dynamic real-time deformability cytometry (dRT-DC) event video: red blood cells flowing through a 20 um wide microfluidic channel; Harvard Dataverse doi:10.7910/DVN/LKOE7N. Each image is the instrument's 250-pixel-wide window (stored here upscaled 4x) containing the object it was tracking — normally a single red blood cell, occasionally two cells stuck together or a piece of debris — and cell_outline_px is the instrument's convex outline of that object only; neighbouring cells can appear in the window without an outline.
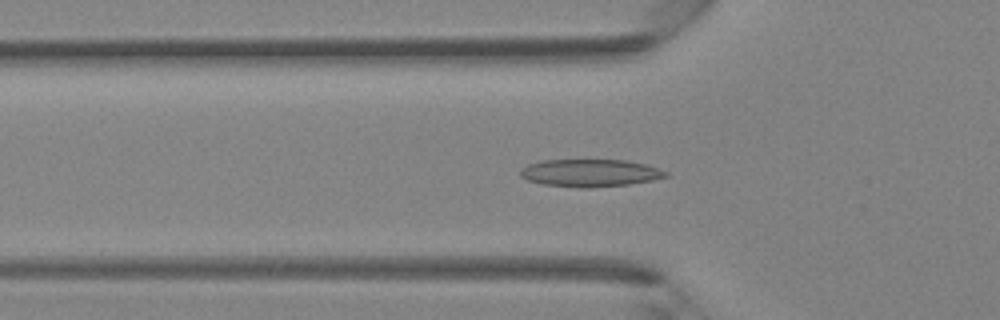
{"species": "Egyptian fruit bat (a non-hibernating species)", "species_latin": "Rousettus aegyptiacus", "temperature_condition": "room temperature", "stored_images_in_passage": 33, "camera_frame_rate_fps": 3000, "um_per_image_px": 0.085, "animal": {"sex": "female"}, "frame": {"image": 1, "passage_image": 5, "time_ms": 1.333, "image_size_px": [1000, 320], "cell_outline_px": [[668, 176], [652, 180], [628, 184], [588, 188], [580, 188], [544, 184], [528, 180], [520, 176], [520, 168], [528, 164], [540, 160], [628, 160], [644, 164], [668, 172]], "centroid_in_image_um": [50.12, 14.69], "position_along_channel_um": 75.7, "area_um2": 23.24}}
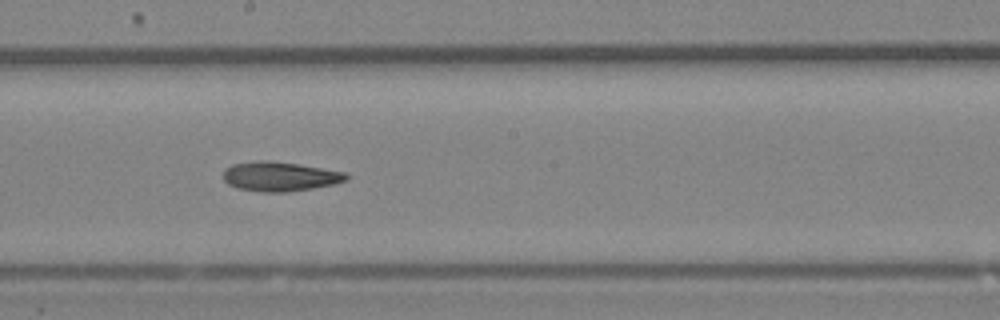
{"frame": {"image": 2, "passage_image": 14, "time_ms": 4.333, "image_size_px": [1000, 320], "cell_outline_px": [[348, 180], [336, 184], [288, 192], [264, 192], [236, 188], [228, 184], [224, 180], [224, 168], [232, 164], [260, 160], [268, 160], [296, 164], [348, 172]], "centroid_in_image_um": [23.8, 15.0], "position_along_channel_um": 224.4, "area_um2": 21.21}}
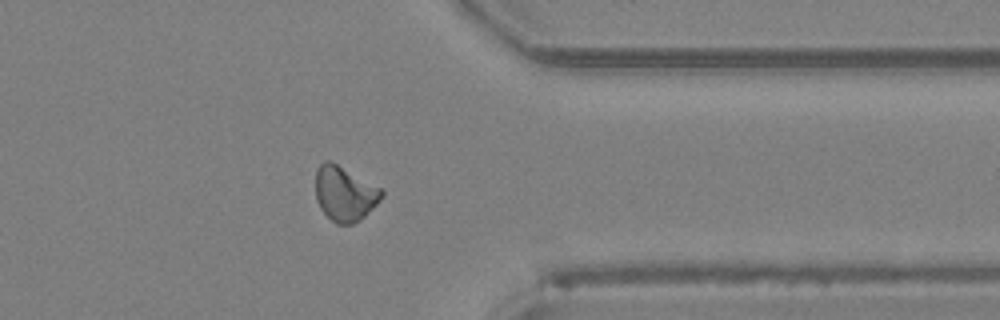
{"frame": {"image": 3, "passage_image": 24, "time_ms": 7.667, "image_size_px": [1000, 320], "cell_outline_px": [[384, 196], [360, 220], [352, 224], [336, 224], [320, 208], [316, 200], [316, 168], [324, 160], [328, 160], [384, 188]], "centroid_in_image_um": [29.31, 16.45], "position_along_channel_um": 382.1, "area_um2": 21.15}}